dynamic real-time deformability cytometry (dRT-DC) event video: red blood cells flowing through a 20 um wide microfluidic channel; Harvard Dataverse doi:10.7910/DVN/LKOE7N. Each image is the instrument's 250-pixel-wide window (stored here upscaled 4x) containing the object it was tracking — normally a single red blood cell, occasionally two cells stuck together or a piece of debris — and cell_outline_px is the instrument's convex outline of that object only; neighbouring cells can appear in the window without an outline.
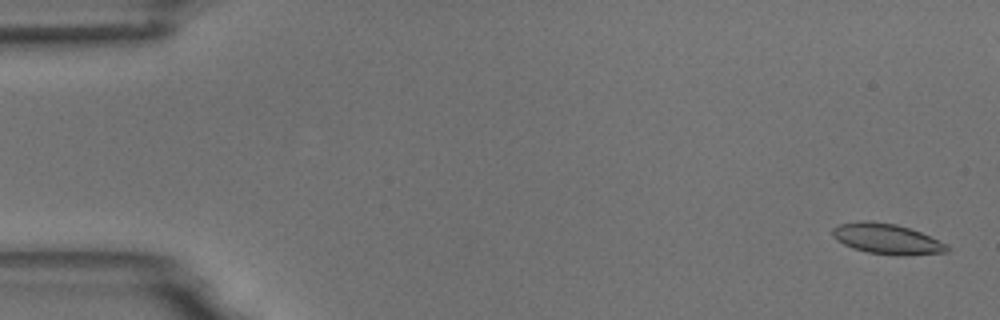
{"species": "common noctule bat (a hibernating species)", "species_latin": "Nyctalus noctula", "temperature_condition": "room temperature", "stored_images_in_passage": 6, "camera_frame_rate_fps": 3000, "um_per_image_px": 0.085, "animal": {"sex": "male", "body_mass_g": 18.8}, "frame": {"image": 1, "passage_image": 1, "time_ms": 0.0, "image_size_px": [1000, 320], "cell_outline_px": [[948, 252], [904, 256], [900, 256], [868, 252], [852, 248], [836, 240], [832, 236], [832, 228], [840, 224], [860, 220], [872, 220], [896, 224], [920, 232], [948, 244]], "centroid_in_image_um": [75.37, 20.3], "position_along_channel_um": 9.6, "area_um2": 20.46}}